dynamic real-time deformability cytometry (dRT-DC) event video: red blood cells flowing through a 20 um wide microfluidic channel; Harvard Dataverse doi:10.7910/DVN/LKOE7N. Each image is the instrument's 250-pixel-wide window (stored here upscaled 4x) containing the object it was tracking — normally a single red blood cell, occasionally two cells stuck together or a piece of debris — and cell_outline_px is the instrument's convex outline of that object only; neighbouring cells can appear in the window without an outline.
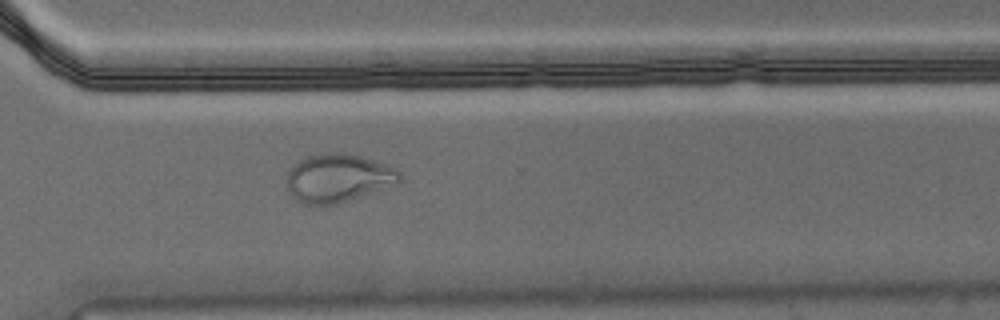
{"species": "Egyptian fruit bat (a non-hibernating species)", "species_latin": "Rousettus aegyptiacus", "temperature_condition": "warm", "stored_images_in_passage": 55, "camera_frame_rate_fps": 3000, "um_per_image_px": 0.085, "animal": {"sex": "male"}, "frame": {"image": 1, "passage_image": 40, "time_ms": 13.0, "image_size_px": [1000, 320], "cell_outline_px": [[400, 184], [336, 204], [300, 204], [288, 192], [284, 180], [292, 164], [296, 160], [308, 156], [324, 152], [344, 152], [360, 156], [388, 164], [396, 168], [400, 172]], "centroid_in_image_um": [28.71, 15.12], "position_along_channel_um": 341.9, "area_um2": 32.54}, "authors_computed_cell_mechanics": {"area_um2": 27.0504, "velocity_mm_per_s": 3.6306, "shape_relaxation_time_tau1_ms": null, "shape_relaxation_time_tau2_ms": 1.1219, "deformation_change_tau1": null, "deformation_change_tau2": 0.0726}}